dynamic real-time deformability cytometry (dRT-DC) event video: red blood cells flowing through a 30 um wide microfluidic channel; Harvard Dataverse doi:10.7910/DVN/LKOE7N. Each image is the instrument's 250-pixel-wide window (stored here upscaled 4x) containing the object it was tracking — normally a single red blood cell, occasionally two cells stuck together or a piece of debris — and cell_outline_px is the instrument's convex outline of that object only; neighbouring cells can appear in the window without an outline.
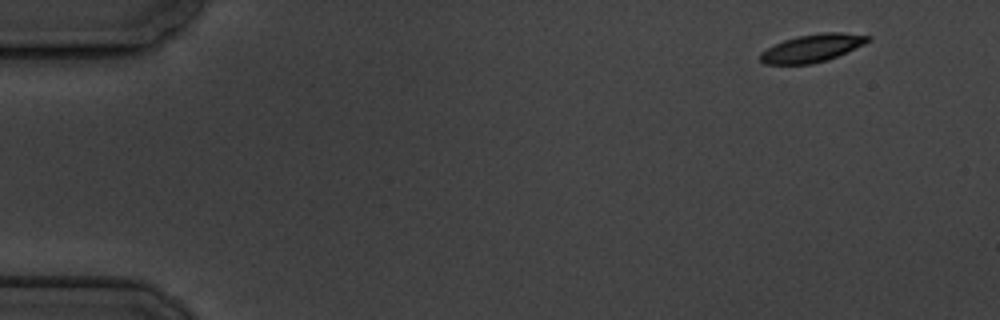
{"species": "common noctule bat (a hibernating species)", "species_latin": "Nyctalus noctula", "temperature_condition": "cold", "stored_images_in_passage": 5, "segment_of_instrument_passage": [2, 2], "camera_frame_rate_fps": 3000, "um_per_image_px": 0.085, "animal": {"sex": "male", "body_mass_g": 19.5, "forearm_length_mm": 54.6}, "frame": {"image": 1, "passage_image": 5, "time_ms": 4.667, "image_size_px": [1000, 320], "cell_outline_px": [[872, 40], [864, 44], [836, 56], [812, 64], [764, 64], [760, 60], [760, 52], [784, 40], [796, 36], [824, 32], [844, 32], [872, 36]], "centroid_in_image_um": [69.05, 4.07], "position_along_channel_um": 16.0, "area_um2": 17.28}}